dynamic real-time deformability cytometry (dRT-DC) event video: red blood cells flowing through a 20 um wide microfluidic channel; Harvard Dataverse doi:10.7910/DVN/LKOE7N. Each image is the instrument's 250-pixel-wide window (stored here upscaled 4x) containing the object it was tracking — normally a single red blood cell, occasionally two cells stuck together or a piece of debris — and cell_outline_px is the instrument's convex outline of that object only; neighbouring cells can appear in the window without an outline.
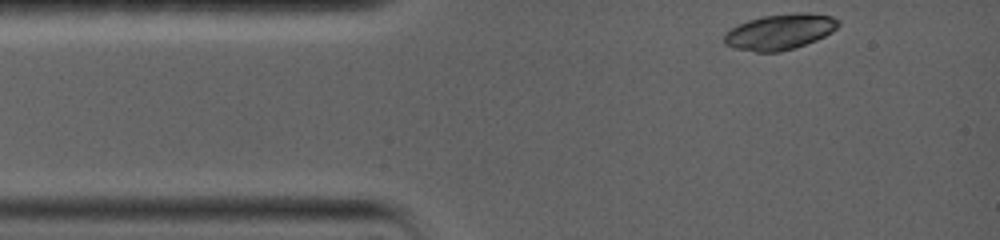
{"species": "common noctule bat (a hibernating species)", "species_latin": "Nyctalus noctula", "temperature_condition": "warm", "stored_images_in_passage": 56, "camera_frame_rate_fps": 5000, "um_per_image_px": 0.085, "animal": {"sex": "female", "body_mass_g": 19.0, "forearm_length_mm": 56.7}, "frame": {"image": 1, "passage_image": 1, "time_ms": 0.0, "image_size_px": [1000, 240], "cell_outline_px": [[840, 24], [832, 32], [816, 40], [796, 48], [780, 52], [756, 52], [732, 48], [724, 44], [724, 32], [748, 20], [764, 16], [792, 12], [808, 12], [832, 16], [840, 20]], "centroid_in_image_um": [66.3, 2.7], "position_along_channel_um": 18.7, "area_um2": 23.99}}
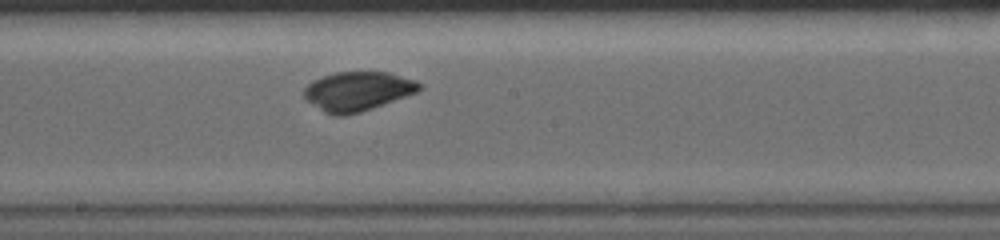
{"frame": {"image": 2, "passage_image": 33, "time_ms": 6.4, "image_size_px": [1000, 240], "cell_outline_px": [[424, 88], [416, 92], [372, 108], [360, 112], [344, 116], [336, 116], [324, 112], [308, 100], [304, 96], [304, 88], [312, 80], [336, 72], [388, 72], [416, 80]], "centroid_in_image_um": [30.4, 7.75], "position_along_channel_um": 217.8, "area_um2": 26.07}}
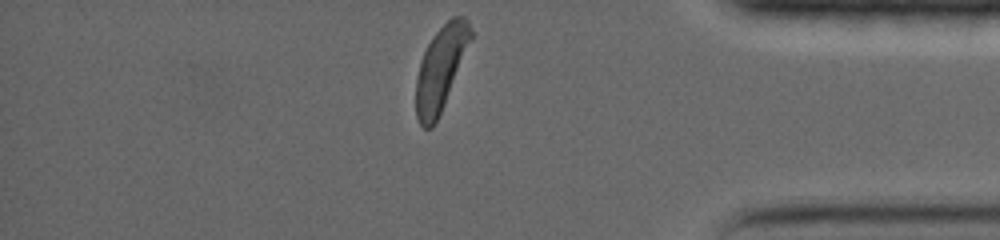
{"frame": {"image": 3, "passage_image": 56, "time_ms": 11.8, "image_size_px": [1000, 240], "cell_outline_px": [[472, 36], [444, 104], [432, 128], [424, 128], [420, 124], [416, 116], [416, 80], [420, 60], [432, 36], [452, 16], [464, 16], [468, 20], [472, 32]], "centroid_in_image_um": [37.44, 5.79], "position_along_channel_um": 397.8, "area_um2": 26.13}}